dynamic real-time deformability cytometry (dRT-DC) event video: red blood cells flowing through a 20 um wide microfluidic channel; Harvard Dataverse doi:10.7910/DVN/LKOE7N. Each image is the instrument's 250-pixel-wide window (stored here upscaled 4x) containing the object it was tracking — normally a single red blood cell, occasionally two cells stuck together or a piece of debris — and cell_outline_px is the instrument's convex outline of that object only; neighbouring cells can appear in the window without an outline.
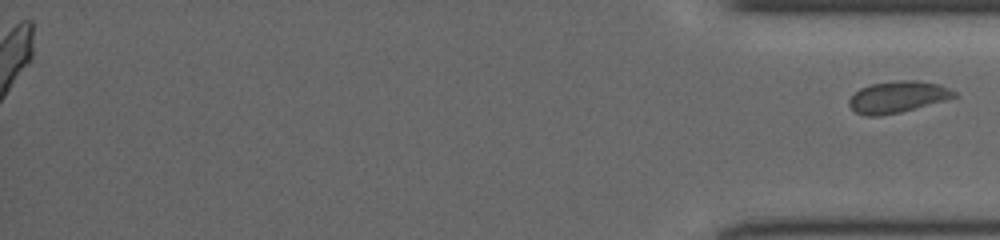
{"species": "common noctule bat (a hibernating species)", "species_latin": "Nyctalus noctula", "temperature_condition": "cold", "stored_images_in_passage": 39, "segment_of_instrument_passage": [2, 2], "camera_frame_rate_fps": 3000, "um_per_image_px": 0.085, "animal": {"sex": "female", "body_mass_g": 19.5, "forearm_length_mm": 54.1}, "frame": {"image": 1, "passage_image": 39, "time_ms": 12.667, "image_size_px": [1000, 240], "cell_outline_px": [[960, 96], [948, 100], [900, 112], [880, 116], [868, 116], [856, 112], [848, 104], [848, 100], [860, 88], [872, 84], [896, 80], [916, 80], [940, 84], [956, 92]], "centroid_in_image_um": [76.35, 8.23], "position_along_channel_um": 358.9, "area_um2": 19.42}}